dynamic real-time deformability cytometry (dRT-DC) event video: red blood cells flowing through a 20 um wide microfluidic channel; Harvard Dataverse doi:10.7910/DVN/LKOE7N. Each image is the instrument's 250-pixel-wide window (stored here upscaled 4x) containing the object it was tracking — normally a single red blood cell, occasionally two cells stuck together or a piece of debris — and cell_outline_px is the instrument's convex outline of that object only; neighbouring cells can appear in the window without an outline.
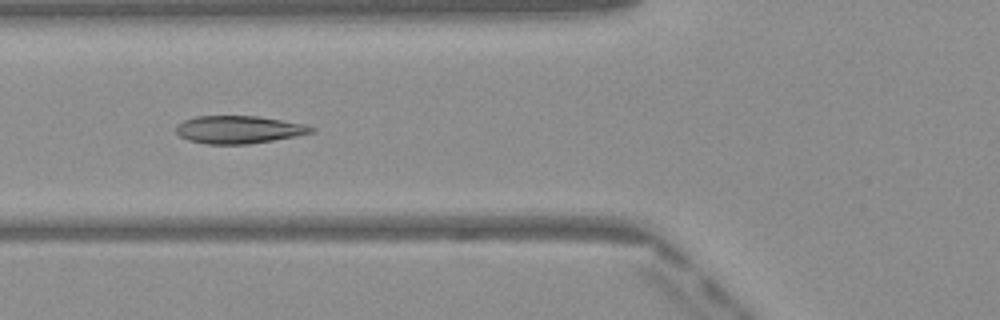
{"species": "Egyptian fruit bat (a non-hibernating species)", "species_latin": "Rousettus aegyptiacus", "temperature_condition": "warm", "stored_images_in_passage": 49, "camera_frame_rate_fps": 3000, "um_per_image_px": 0.085, "frame": {"image": 1, "passage_image": 18, "time_ms": 5.667, "image_size_px": [1000, 320], "cell_outline_px": [[316, 132], [296, 136], [248, 144], [208, 144], [188, 140], [180, 136], [176, 132], [176, 124], [184, 120], [196, 116], [256, 116], [304, 124], [316, 128]], "centroid_in_image_um": [20.29, 11.01], "position_along_channel_um": 105.5, "area_um2": 21.79}}
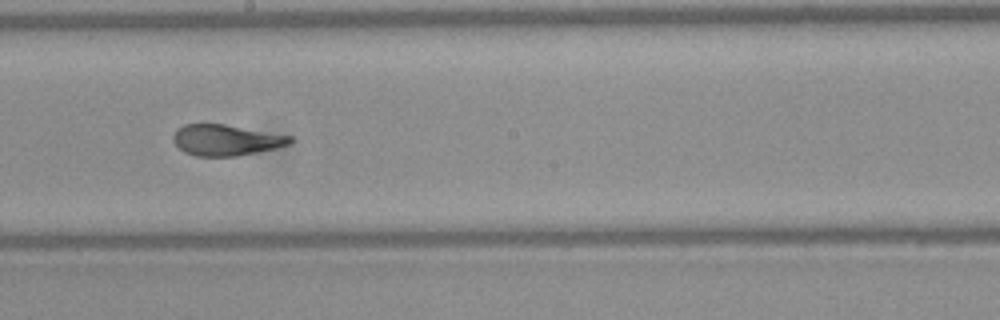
{"frame": {"image": 2, "passage_image": 27, "time_ms": 8.667, "image_size_px": [1000, 320], "cell_outline_px": [[292, 140], [288, 144], [276, 148], [236, 156], [196, 156], [184, 152], [172, 140], [172, 136], [176, 128], [184, 124], [224, 124], [292, 136]], "centroid_in_image_um": [19.16, 11.9], "position_along_channel_um": 229.0, "area_um2": 20.98}}
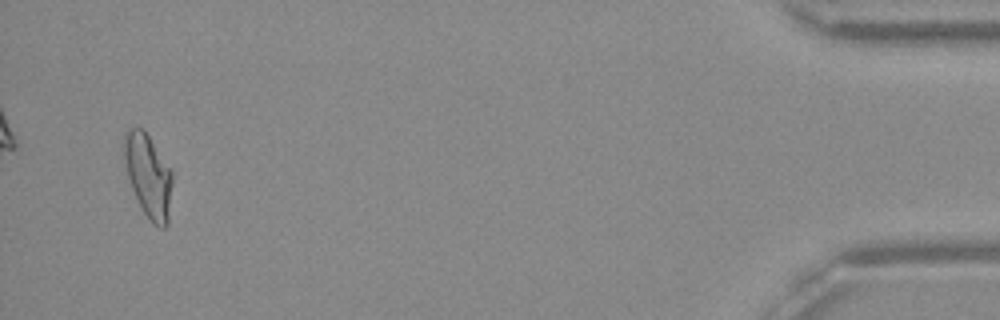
{"frame": {"image": 3, "passage_image": 47, "time_ms": 15.333, "image_size_px": [1000, 320], "cell_outline_px": [[172, 184], [168, 224], [164, 228], [160, 228], [144, 212], [132, 188], [128, 176], [120, 148], [124, 132], [132, 128], [144, 128], [172, 172]], "centroid_in_image_um": [12.57, 14.86], "position_along_channel_um": 422.6, "area_um2": 23.41}, "authors_computed_cell_mechanics": {"area_um2": 22.0218, "velocity_mm_per_s": 4.1043, "shape_relaxation_time_tau1_ms": 5.7929, "shape_relaxation_time_tau2_ms": 1.1213, "deformation_change_tau1": 0.204, "deformation_change_tau2": 0.0663}}